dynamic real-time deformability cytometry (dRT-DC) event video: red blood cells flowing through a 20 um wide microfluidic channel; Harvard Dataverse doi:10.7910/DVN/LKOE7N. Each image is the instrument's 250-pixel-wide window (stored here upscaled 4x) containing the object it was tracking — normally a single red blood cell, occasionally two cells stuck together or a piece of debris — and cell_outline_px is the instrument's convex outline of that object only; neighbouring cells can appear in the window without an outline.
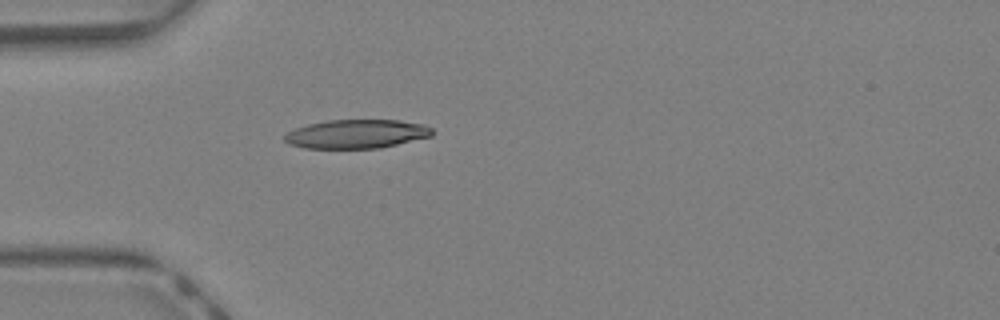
{"species": "Egyptian fruit bat (a non-hibernating species)", "species_latin": "Rousettus aegyptiacus", "temperature_condition": "warm", "stored_images_in_passage": 30, "camera_frame_rate_fps": 3000, "um_per_image_px": 0.085, "animal": {"sex": "female"}, "frame": {"image": 1, "passage_image": 1, "time_ms": 0.0, "image_size_px": [1000, 320], "cell_outline_px": [[432, 136], [380, 148], [304, 148], [288, 144], [284, 140], [284, 136], [288, 132], [296, 128], [308, 124], [328, 120], [400, 120], [424, 124], [432, 128]], "centroid_in_image_um": [30.31, 11.38], "position_along_channel_um": 54.7, "area_um2": 24.8}}
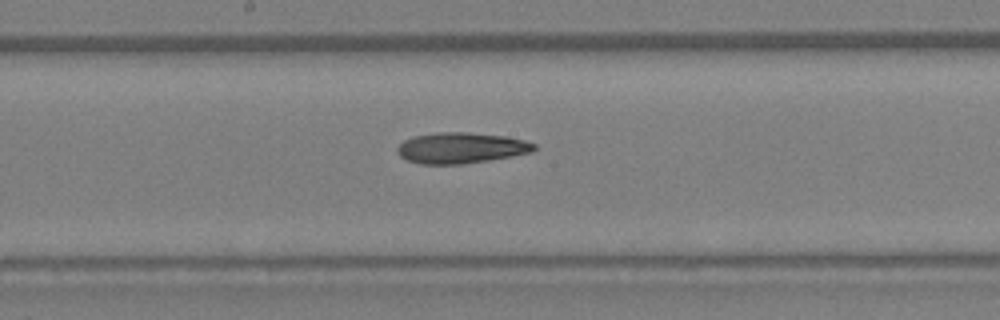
{"frame": {"image": 2, "passage_image": 11, "time_ms": 3.333, "image_size_px": [1000, 320], "cell_outline_px": [[536, 148], [532, 152], [512, 156], [464, 164], [420, 164], [408, 160], [400, 156], [396, 148], [404, 140], [412, 136], [440, 132], [468, 132], [504, 136], [524, 140], [536, 144]], "centroid_in_image_um": [39.18, 12.57], "position_along_channel_um": 209.0, "area_um2": 24.57}}
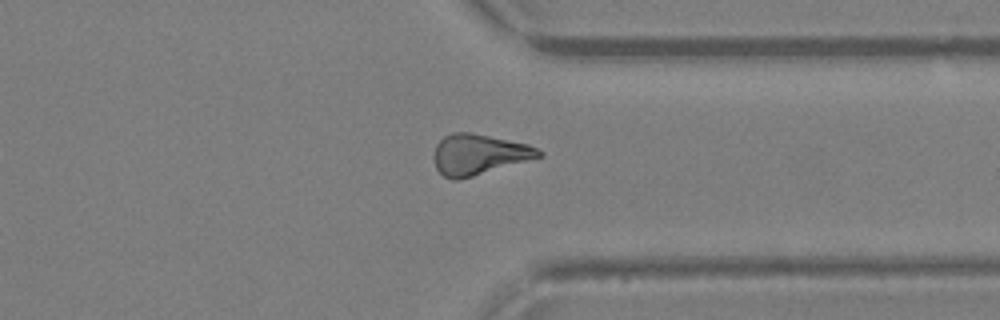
{"frame": {"image": 3, "passage_image": 21, "time_ms": 6.667, "image_size_px": [1000, 320], "cell_outline_px": [[544, 156], [460, 180], [452, 180], [444, 176], [436, 168], [432, 156], [436, 144], [444, 136], [452, 132], [468, 132], [528, 144], [544, 152]], "centroid_in_image_um": [40.68, 13.14], "position_along_channel_um": 370.7, "area_um2": 24.91}, "authors_computed_cell_mechanics": {"area_um2": 24.4494, "velocity_mm_per_s": 4.8744, "shape_relaxation_time_tau1_ms": null, "shape_relaxation_time_tau2_ms": 9.1167, "deformation_change_tau1": null, "deformation_change_tau2": 0.2485}}